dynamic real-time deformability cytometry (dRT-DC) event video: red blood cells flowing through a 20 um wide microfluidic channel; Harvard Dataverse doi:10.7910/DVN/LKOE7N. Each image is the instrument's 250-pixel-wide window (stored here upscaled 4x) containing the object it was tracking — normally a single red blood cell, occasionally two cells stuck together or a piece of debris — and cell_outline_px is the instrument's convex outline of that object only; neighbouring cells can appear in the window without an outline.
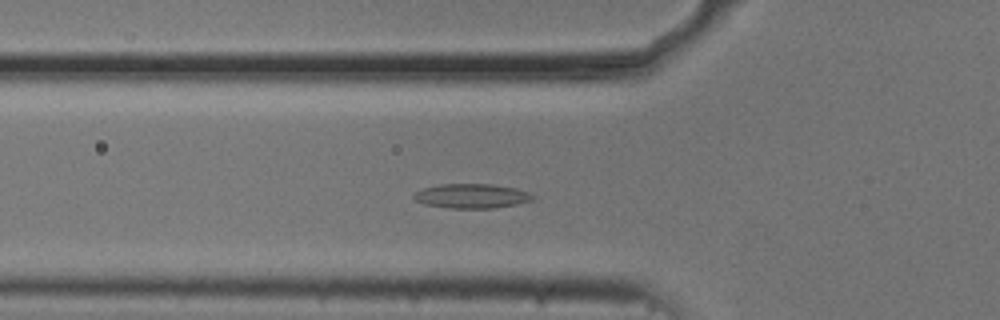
{"species": "common noctule bat (a hibernating species)", "species_latin": "Nyctalus noctula", "temperature_condition": "cold", "stored_images_in_passage": 49, "camera_frame_rate_fps": 3000, "um_per_image_px": 0.085, "animal": {"sex": "male", "body_mass_g": 20.5, "forearm_length_mm": 52.5}, "frame": {"image": 1, "passage_image": 13, "time_ms": 4.0, "image_size_px": [1000, 320], "cell_outline_px": [[536, 196], [532, 200], [516, 204], [496, 208], [448, 208], [424, 204], [416, 200], [412, 196], [416, 192], [424, 188], [440, 184], [492, 184], [516, 188], [528, 192]], "centroid_in_image_um": [40.11, 16.66], "position_along_channel_um": 85.7, "area_um2": 16.94}}
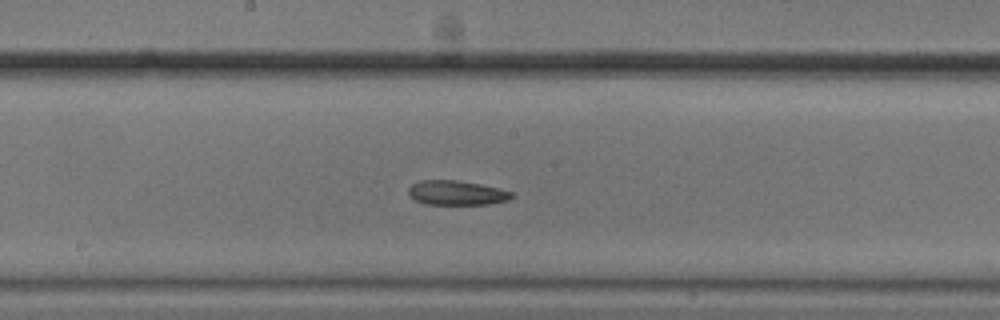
{"frame": {"image": 2, "passage_image": 23, "time_ms": 7.333, "image_size_px": [1000, 320], "cell_outline_px": [[516, 196], [508, 200], [492, 204], [424, 204], [416, 200], [408, 192], [408, 188], [412, 184], [420, 180], [460, 180], [480, 184], [512, 192]], "centroid_in_image_um": [38.83, 16.39], "position_along_channel_um": 209.4, "area_um2": 14.74}}
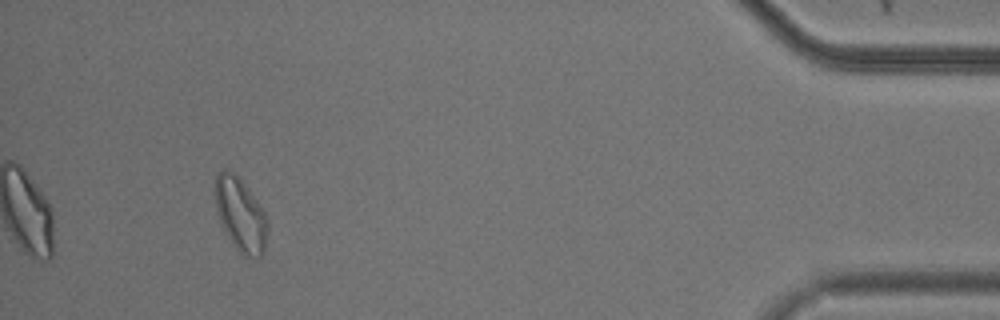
{"frame": {"image": 3, "passage_image": 45, "time_ms": 14.667, "image_size_px": [1000, 320], "cell_outline_px": [[268, 232], [264, 248], [260, 256], [244, 256], [232, 244], [220, 224], [216, 208], [216, 176], [224, 168], [232, 172], [244, 184], [264, 212], [268, 220]], "centroid_in_image_um": [20.44, 18.27], "position_along_channel_um": 414.8, "area_um2": 21.96}, "authors_computed_cell_mechanics": {"area_um2": 16.9354, "velocity_mm_per_s": 3.6847, "shape_relaxation_time_tau1_ms": null, "shape_relaxation_time_tau2_ms": 5.0902, "deformation_change_tau1": null, "deformation_change_tau2": 0.1024}}